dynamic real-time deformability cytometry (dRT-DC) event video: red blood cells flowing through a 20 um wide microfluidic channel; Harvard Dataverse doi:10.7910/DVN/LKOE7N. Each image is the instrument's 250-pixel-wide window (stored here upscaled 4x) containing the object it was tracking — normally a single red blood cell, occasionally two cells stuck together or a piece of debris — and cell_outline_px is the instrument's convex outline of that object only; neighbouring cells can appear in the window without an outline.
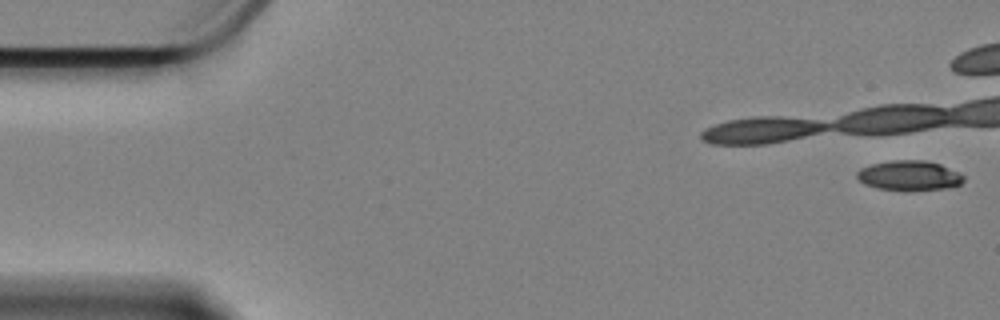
{"species": "Egyptian fruit bat (a non-hibernating species)", "species_latin": "Rousettus aegyptiacus", "temperature_condition": "cold", "stored_images_in_passage": 42, "camera_frame_rate_fps": 3000, "um_per_image_px": 0.085, "animal": {"sex": "female"}, "frame": {"image": 1, "passage_image": 1, "time_ms": 0.0, "image_size_px": [1000, 320], "cell_outline_px": [[964, 180], [960, 184], [944, 188], [908, 192], [904, 192], [876, 188], [864, 184], [856, 176], [856, 172], [860, 168], [872, 164], [892, 160], [924, 160], [940, 164], [960, 172], [964, 176]], "centroid_in_image_um": [77.27, 14.94], "position_along_channel_um": 7.7, "area_um2": 18.96}}
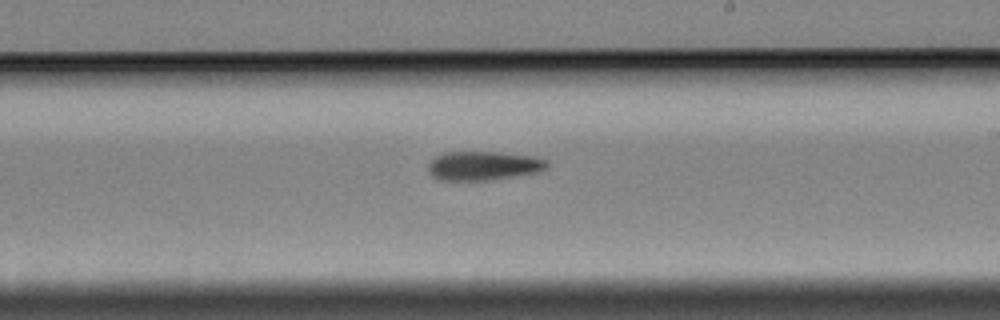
{"frame": {"image": 2, "passage_image": 28, "time_ms": 9.0, "image_size_px": [1000, 320], "cell_outline_px": [[548, 168], [536, 172], [512, 176], [484, 180], [440, 180], [432, 176], [428, 172], [428, 164], [436, 156], [444, 152], [496, 152], [532, 156], [548, 160]], "centroid_in_image_um": [41.06, 14.08], "position_along_channel_um": 247.9, "area_um2": 19.88}}
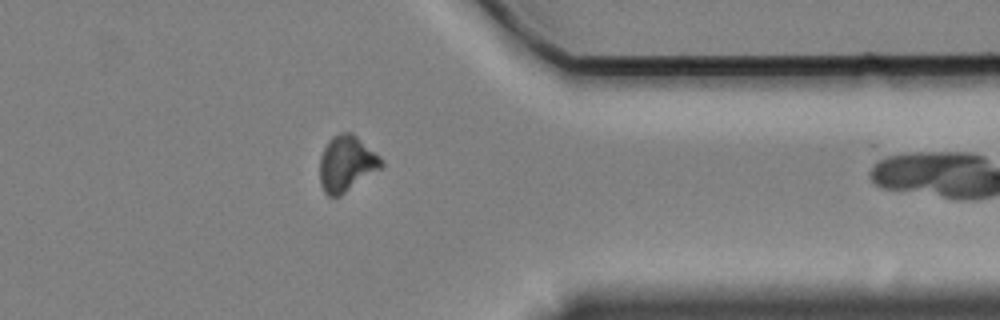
{"frame": {"image": 3, "passage_image": 41, "time_ms": 13.333, "image_size_px": [1000, 320], "cell_outline_px": [[384, 164], [380, 168], [340, 196], [328, 196], [324, 192], [320, 184], [320, 156], [328, 140], [332, 136], [340, 132], [352, 132], [380, 156], [384, 160]], "centroid_in_image_um": [29.44, 13.89], "position_along_channel_um": 382.0, "area_um2": 20.0}}